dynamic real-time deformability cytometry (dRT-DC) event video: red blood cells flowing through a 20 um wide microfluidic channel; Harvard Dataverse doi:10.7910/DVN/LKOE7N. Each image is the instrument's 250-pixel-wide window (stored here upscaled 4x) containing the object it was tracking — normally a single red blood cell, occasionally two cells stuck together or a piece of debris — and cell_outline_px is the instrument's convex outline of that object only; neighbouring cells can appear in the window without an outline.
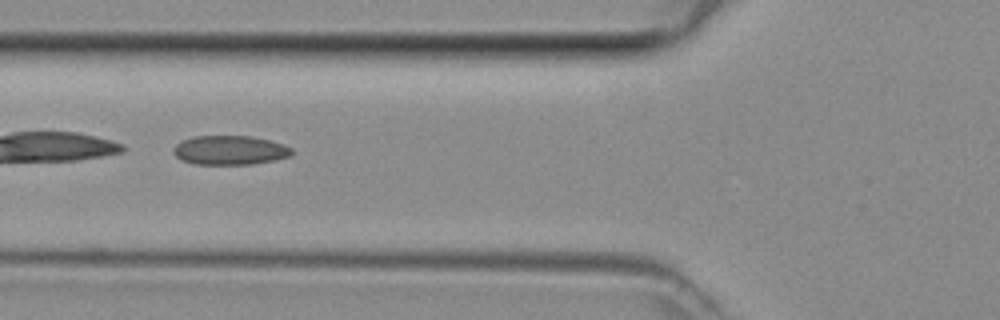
{"species": "common noctule bat (a hibernating species)", "species_latin": "Nyctalus noctula", "temperature_condition": "room temperature", "stored_images_in_passage": 31, "camera_frame_rate_fps": 3000, "um_per_image_px": 0.085, "animal": {"sex": "female", "body_mass_g": 29.2, "forearm_length_mm": 56.3}, "frame": {"image": 1, "passage_image": 8, "time_ms": 2.333, "image_size_px": [1000, 320], "cell_outline_px": [[292, 152], [288, 156], [272, 160], [252, 164], [196, 164], [184, 160], [176, 156], [172, 152], [172, 148], [176, 144], [192, 136], [252, 136], [284, 144], [292, 148]], "centroid_in_image_um": [19.51, 12.75], "position_along_channel_um": 106.3, "area_um2": 19.94}}
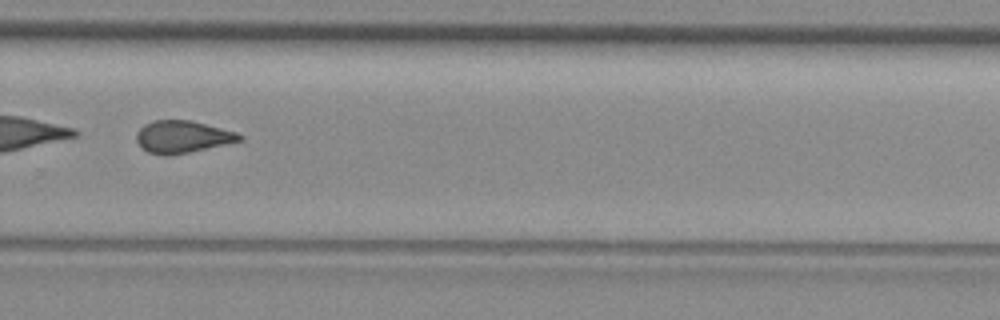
{"frame": {"image": 2, "passage_image": 22, "time_ms": 7.0, "image_size_px": [1000, 320], "cell_outline_px": [[244, 136], [240, 140], [188, 152], [164, 156], [148, 152], [136, 140], [136, 132], [144, 124], [152, 120], [188, 120], [236, 132]], "centroid_in_image_um": [15.44, 11.62], "position_along_channel_um": 314.4, "area_um2": 18.9}}
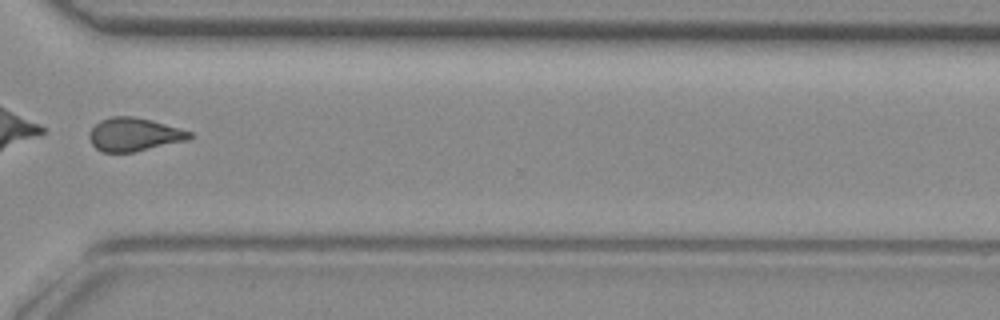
{"frame": {"image": 3, "passage_image": 25, "time_ms": 8.0, "image_size_px": [1000, 320], "cell_outline_px": [[192, 136], [188, 140], [132, 152], [100, 152], [92, 144], [88, 136], [92, 128], [100, 120], [112, 116], [132, 116], [152, 120], [180, 128], [192, 132]], "centroid_in_image_um": [11.39, 11.42], "position_along_channel_um": 359.2, "area_um2": 19.42}}